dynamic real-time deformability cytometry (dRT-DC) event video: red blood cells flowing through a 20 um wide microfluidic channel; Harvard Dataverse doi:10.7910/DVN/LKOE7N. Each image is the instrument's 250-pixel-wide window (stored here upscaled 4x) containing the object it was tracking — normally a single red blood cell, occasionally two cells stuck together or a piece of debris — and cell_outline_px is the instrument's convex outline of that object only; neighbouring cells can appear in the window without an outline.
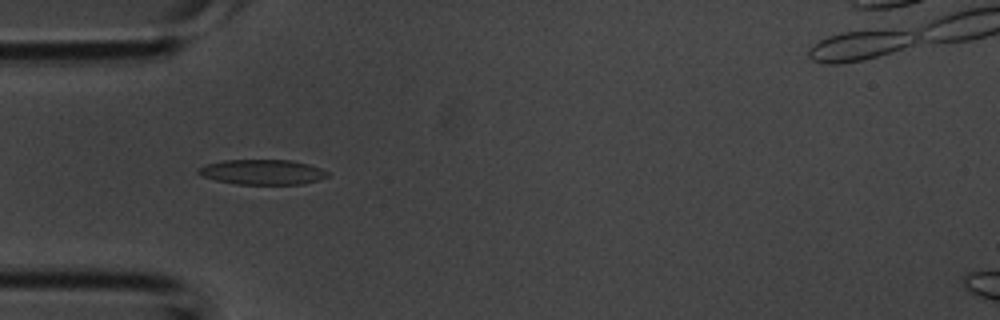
{"species": "common noctule bat (a hibernating species)", "species_latin": "Nyctalus noctula", "temperature_condition": "room temperature", "stored_images_in_passage": 31, "camera_frame_rate_fps": 3000, "um_per_image_px": 0.085, "animal": {"sex": "male", "body_mass_g": 20.1, "forearm_length_mm": 53.5}, "frame": {"image": 1, "passage_image": 6, "time_ms": 1.667, "image_size_px": [1000, 320], "cell_outline_px": [[328, 176], [316, 180], [300, 184], [236, 184], [216, 180], [200, 176], [196, 172], [196, 168], [204, 164], [224, 160], [292, 160], [308, 164], [320, 168], [328, 172]], "centroid_in_image_um": [22.22, 14.62], "position_along_channel_um": 62.8, "area_um2": 18.9}}
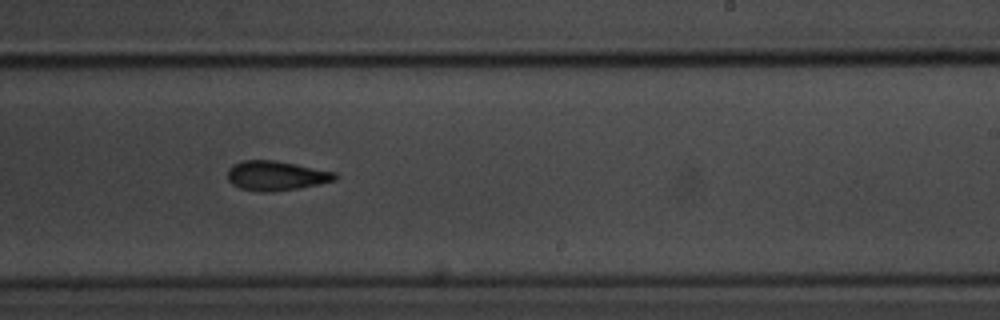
{"frame": {"image": 2, "passage_image": 19, "time_ms": 6.0, "image_size_px": [1000, 320], "cell_outline_px": [[340, 176], [336, 180], [320, 184], [296, 188], [268, 192], [260, 192], [240, 188], [232, 184], [228, 180], [228, 168], [232, 164], [244, 160], [276, 160], [336, 172]], "centroid_in_image_um": [23.48, 14.92], "position_along_channel_um": 265.5, "area_um2": 18.61}}
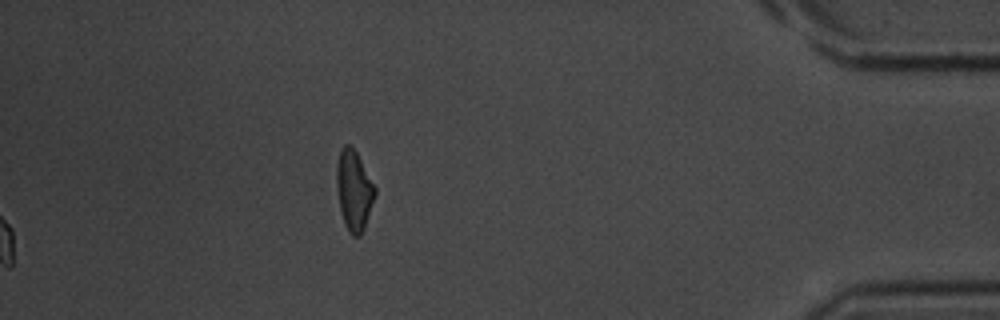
{"frame": {"image": 3, "passage_image": 31, "time_ms": 10.0, "image_size_px": [1000, 320], "cell_outline_px": [[376, 192], [364, 228], [360, 236], [352, 236], [344, 224], [340, 212], [336, 188], [336, 164], [340, 152], [344, 144], [348, 144], [356, 152], [376, 188]], "centroid_in_image_um": [30.06, 16.2], "position_along_channel_um": 405.1, "area_um2": 17.8}}